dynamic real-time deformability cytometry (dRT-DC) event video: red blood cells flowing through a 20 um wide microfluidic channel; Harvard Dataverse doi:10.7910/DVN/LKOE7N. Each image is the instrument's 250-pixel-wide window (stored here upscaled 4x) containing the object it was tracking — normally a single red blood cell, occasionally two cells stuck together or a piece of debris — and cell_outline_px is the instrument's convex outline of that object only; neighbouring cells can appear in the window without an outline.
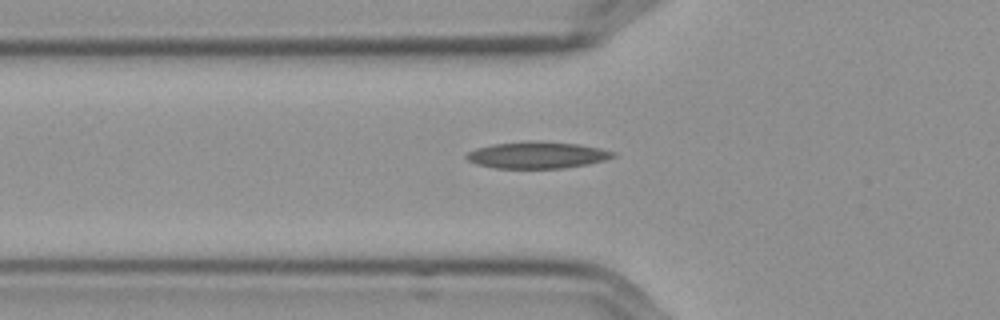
{"species": "Egyptian fruit bat (a non-hibernating species)", "species_latin": "Rousettus aegyptiacus", "temperature_condition": "cold", "stored_images_in_passage": 34, "camera_frame_rate_fps": 3000, "um_per_image_px": 0.085, "frame": {"image": 1, "passage_image": 2, "time_ms": 0.333, "image_size_px": [1000, 320], "cell_outline_px": [[616, 156], [604, 160], [588, 164], [560, 168], [496, 168], [480, 164], [468, 160], [464, 156], [468, 152], [476, 148], [492, 144], [528, 140], [540, 140], [580, 144], [600, 148], [616, 152]], "centroid_in_image_um": [45.68, 13.16], "position_along_channel_um": 80.1, "area_um2": 22.95}}
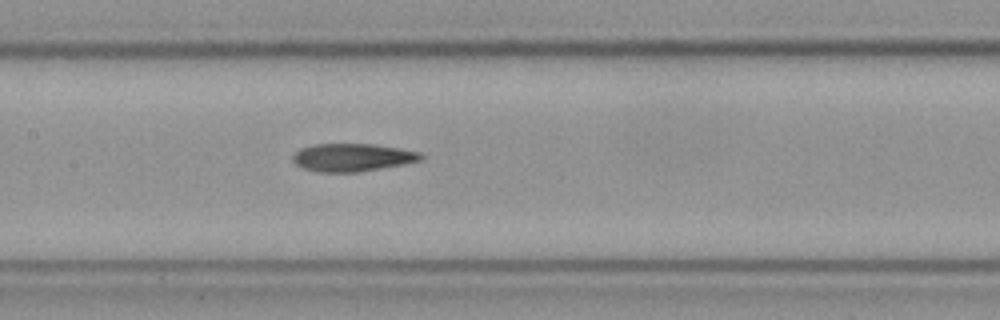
{"frame": {"image": 2, "passage_image": 10, "time_ms": 3.0, "image_size_px": [1000, 320], "cell_outline_px": [[424, 160], [404, 164], [356, 172], [316, 172], [304, 168], [296, 164], [292, 160], [292, 156], [300, 148], [316, 144], [372, 144], [420, 152], [424, 156]], "centroid_in_image_um": [29.95, 13.38], "position_along_channel_um": 177.5, "area_um2": 20.69}}
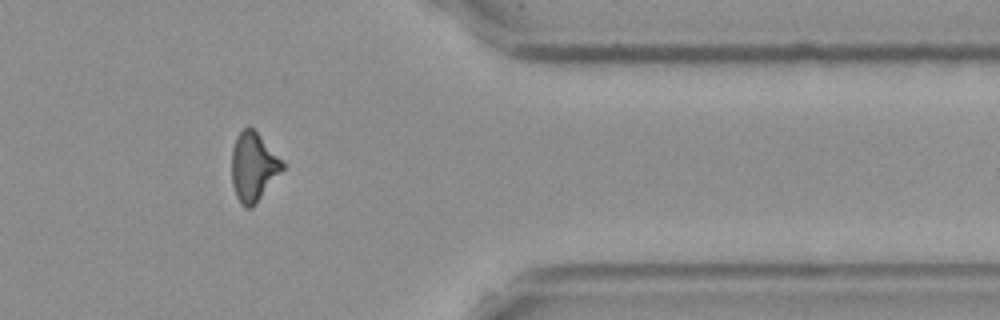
{"frame": {"image": 3, "passage_image": 29, "time_ms": 9.333, "image_size_px": [1000, 320], "cell_outline_px": [[284, 168], [256, 204], [252, 208], [244, 208], [240, 204], [236, 196], [232, 184], [232, 148], [236, 136], [244, 128], [252, 128], [260, 136], [284, 164]], "centroid_in_image_um": [21.5, 14.23], "position_along_channel_um": 389.9, "area_um2": 20.06}}